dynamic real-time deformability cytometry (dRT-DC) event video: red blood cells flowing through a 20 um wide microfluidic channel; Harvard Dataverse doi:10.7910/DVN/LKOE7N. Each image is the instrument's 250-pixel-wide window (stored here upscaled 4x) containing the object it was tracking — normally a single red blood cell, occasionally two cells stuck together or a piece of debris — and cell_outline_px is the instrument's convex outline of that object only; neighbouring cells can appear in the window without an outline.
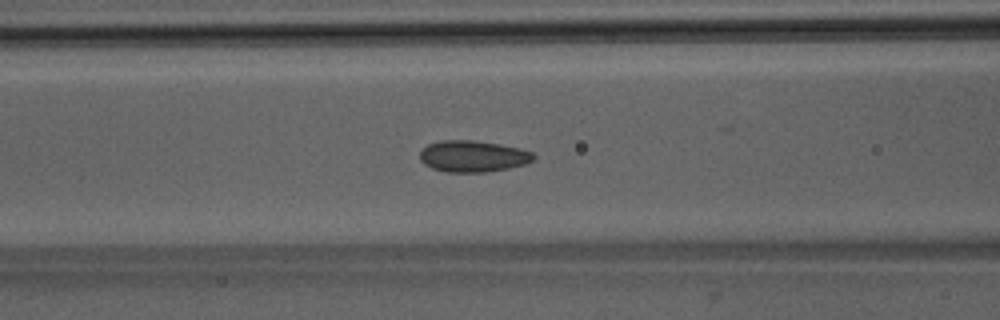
{"species": "Egyptian fruit bat (a non-hibernating species)", "species_latin": "Rousettus aegyptiacus", "temperature_condition": "room temperature", "stored_images_in_passage": 52, "camera_frame_rate_fps": 3000, "um_per_image_px": 0.085, "animal": {"sex": "male"}, "frame": {"image": 1, "passage_image": 22, "time_ms": 7.0, "image_size_px": [1000, 320], "cell_outline_px": [[536, 156], [532, 160], [524, 164], [508, 168], [484, 172], [444, 172], [432, 168], [424, 164], [420, 160], [420, 152], [428, 144], [440, 140], [472, 140], [520, 148], [532, 152]], "centroid_in_image_um": [40.17, 13.28], "position_along_channel_um": 126.4, "area_um2": 20.69}}
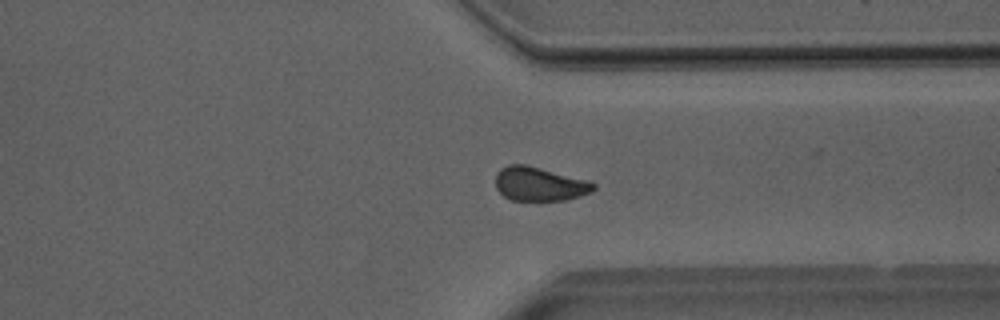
{"frame": {"image": 2, "passage_image": 40, "time_ms": 13.0, "image_size_px": [1000, 320], "cell_outline_px": [[596, 188], [592, 192], [580, 196], [564, 200], [512, 200], [504, 196], [496, 188], [496, 172], [500, 168], [508, 164], [524, 164], [588, 180], [596, 184]], "centroid_in_image_um": [45.85, 15.63], "position_along_channel_um": 365.5, "area_um2": 19.36}}
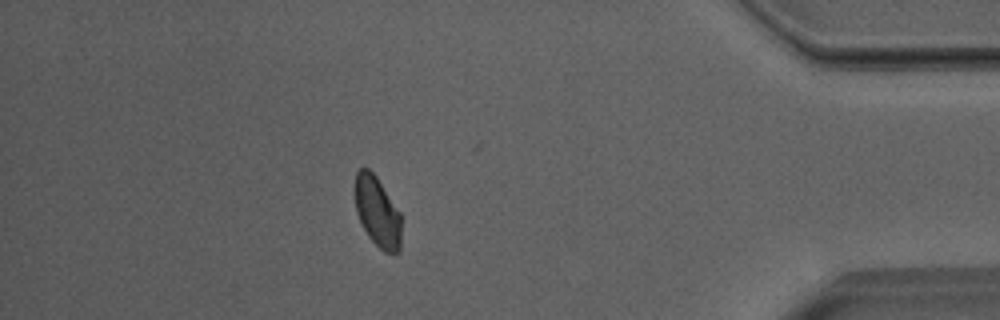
{"frame": {"image": 3, "passage_image": 46, "time_ms": 15.0, "image_size_px": [1000, 320], "cell_outline_px": [[400, 252], [384, 252], [368, 236], [356, 212], [352, 192], [356, 172], [360, 168], [368, 168], [376, 176], [400, 212]], "centroid_in_image_um": [32.03, 17.95], "position_along_channel_um": 403.2, "area_um2": 19.13}, "authors_computed_cell_mechanics": {"area_um2": 20.2878, "velocity_mm_per_s": 3.9883, "shape_relaxation_time_tau1_ms": 4.2724, "shape_relaxation_time_tau2_ms": 1.5466, "deformation_change_tau1": 0.0822, "deformation_change_tau2": 0.0474}}